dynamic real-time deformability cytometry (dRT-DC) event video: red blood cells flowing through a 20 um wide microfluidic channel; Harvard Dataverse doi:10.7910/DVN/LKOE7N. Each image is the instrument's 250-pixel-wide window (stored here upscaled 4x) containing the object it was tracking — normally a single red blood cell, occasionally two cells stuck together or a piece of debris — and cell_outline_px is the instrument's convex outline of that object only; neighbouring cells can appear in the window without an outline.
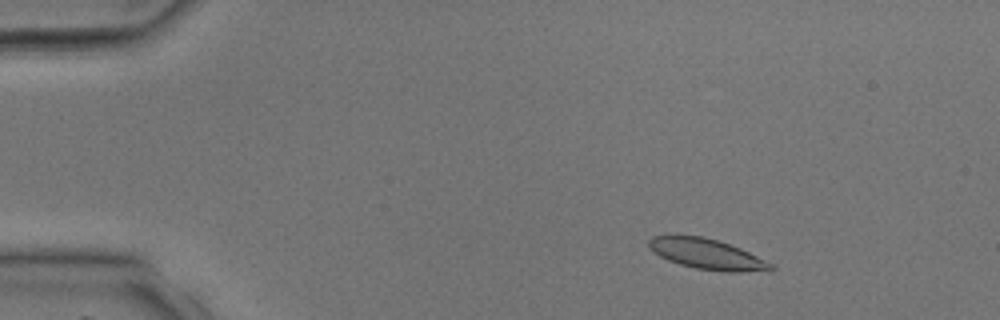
{"species": "common noctule bat (a hibernating species)", "species_latin": "Nyctalus noctula", "temperature_condition": "room temperature", "stored_images_in_passage": 39, "camera_frame_rate_fps": 3000, "um_per_image_px": 0.085, "animal": {"sex": "male", "body_mass_g": 17.9, "forearm_length_mm": 54.2}, "frame": {"image": 1, "passage_image": 5, "time_ms": 1.333, "image_size_px": [1000, 320], "cell_outline_px": [[776, 268], [772, 272], [728, 272], [696, 268], [680, 264], [668, 260], [660, 256], [648, 248], [648, 240], [652, 236], [704, 236], [740, 248], [772, 264]], "centroid_in_image_um": [60.13, 21.62], "position_along_channel_um": 24.9, "area_um2": 21.56}}
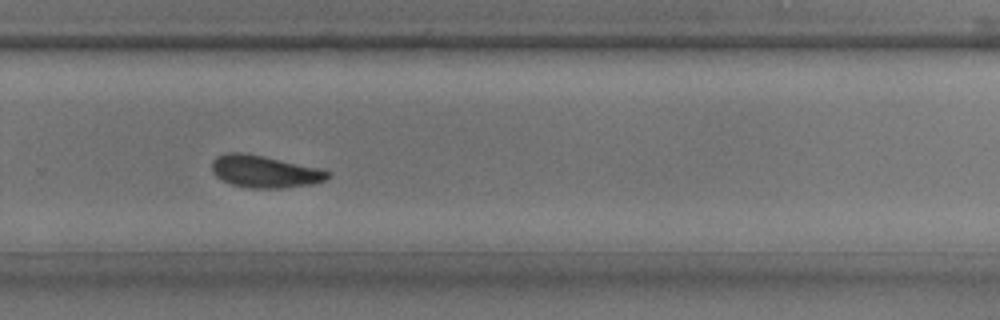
{"frame": {"image": 2, "passage_image": 26, "time_ms": 8.333, "image_size_px": [1000, 320], "cell_outline_px": [[332, 176], [324, 180], [312, 184], [284, 188], [248, 188], [232, 184], [220, 180], [212, 172], [212, 160], [216, 156], [228, 152], [240, 152], [320, 168], [332, 172]], "centroid_in_image_um": [22.49, 14.59], "position_along_channel_um": 307.3, "area_um2": 21.73}}
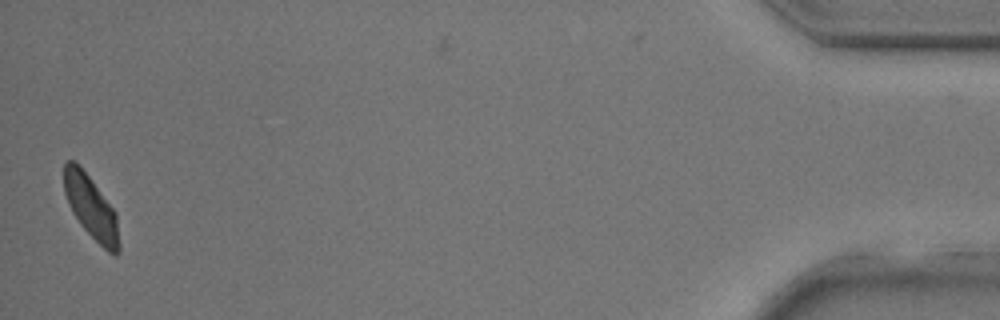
{"frame": {"image": 3, "passage_image": 38, "time_ms": 12.333, "image_size_px": [1000, 320], "cell_outline_px": [[120, 252], [116, 256], [112, 256], [80, 224], [72, 212], [68, 204], [64, 192], [64, 164], [68, 160], [72, 160], [88, 176], [116, 212], [120, 244]], "centroid_in_image_um": [7.76, 17.69], "position_along_channel_um": 427.4, "area_um2": 20.0}}